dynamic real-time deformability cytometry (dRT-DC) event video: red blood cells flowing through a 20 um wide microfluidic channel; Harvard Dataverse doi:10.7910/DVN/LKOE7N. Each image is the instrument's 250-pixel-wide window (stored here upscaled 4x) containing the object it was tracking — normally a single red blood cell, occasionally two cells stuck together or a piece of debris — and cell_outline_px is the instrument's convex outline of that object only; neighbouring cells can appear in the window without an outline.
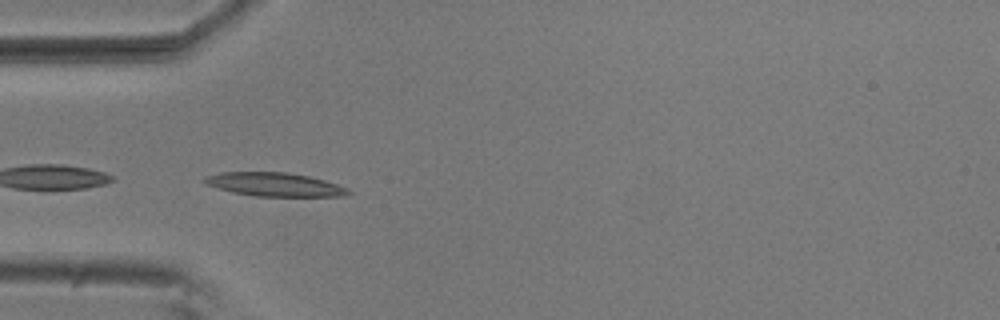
{"species": "common noctule bat (a hibernating species)", "species_latin": "Nyctalus noctula", "temperature_condition": "room temperature", "stored_images_in_passage": 45, "camera_frame_rate_fps": 3000, "um_per_image_px": 0.085, "animal": {"sex": "male", "body_mass_g": 20.5, "forearm_length_mm": 52.5}, "frame": {"image": 1, "passage_image": 8, "time_ms": 2.333, "image_size_px": [1000, 320], "cell_outline_px": [[352, 192], [344, 196], [256, 196], [232, 192], [204, 184], [200, 180], [208, 176], [220, 172], [284, 172], [308, 176], [324, 180], [348, 188]], "centroid_in_image_um": [23.31, 15.68], "position_along_channel_um": 61.7, "area_um2": 19.71}}
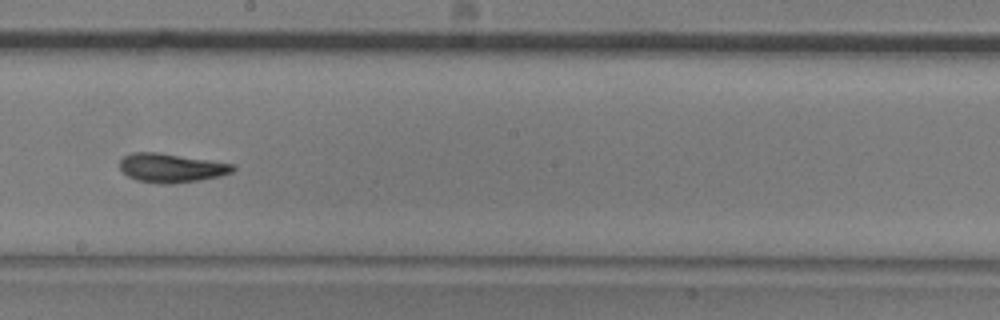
{"frame": {"image": 2, "passage_image": 22, "time_ms": 7.0, "image_size_px": [1000, 320], "cell_outline_px": [[236, 168], [232, 172], [220, 176], [200, 180], [172, 184], [160, 184], [136, 180], [128, 176], [120, 168], [120, 160], [124, 156], [132, 152], [156, 152], [236, 164]], "centroid_in_image_um": [14.57, 14.28], "position_along_channel_um": 233.6, "area_um2": 19.13}}
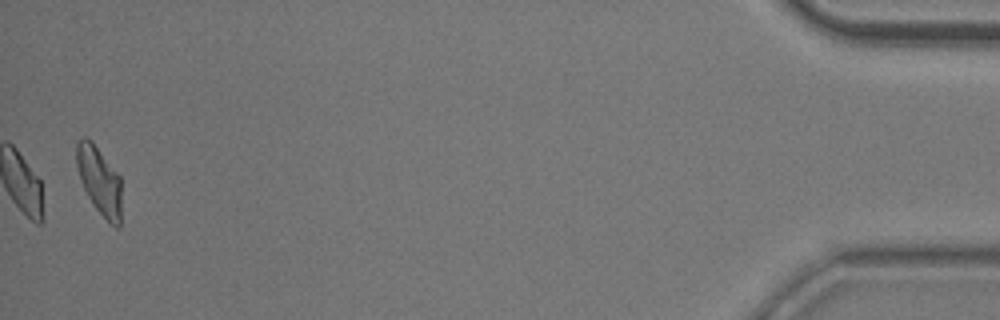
{"frame": {"image": 3, "passage_image": 45, "time_ms": 14.667, "image_size_px": [1000, 320], "cell_outline_px": [[120, 228], [116, 228], [96, 208], [88, 196], [84, 188], [76, 164], [76, 144], [84, 136], [92, 140], [120, 176]], "centroid_in_image_um": [8.44, 15.31], "position_along_channel_um": 426.8, "area_um2": 17.46}, "authors_computed_cell_mechanics": {"area_um2": 18.496, "velocity_mm_per_s": 3.7066, "shape_relaxation_time_tau1_ms": 4.5834, "shape_relaxation_time_tau2_ms": 3.3858, "deformation_change_tau1": 0.162, "deformation_change_tau2": 0.0756}}